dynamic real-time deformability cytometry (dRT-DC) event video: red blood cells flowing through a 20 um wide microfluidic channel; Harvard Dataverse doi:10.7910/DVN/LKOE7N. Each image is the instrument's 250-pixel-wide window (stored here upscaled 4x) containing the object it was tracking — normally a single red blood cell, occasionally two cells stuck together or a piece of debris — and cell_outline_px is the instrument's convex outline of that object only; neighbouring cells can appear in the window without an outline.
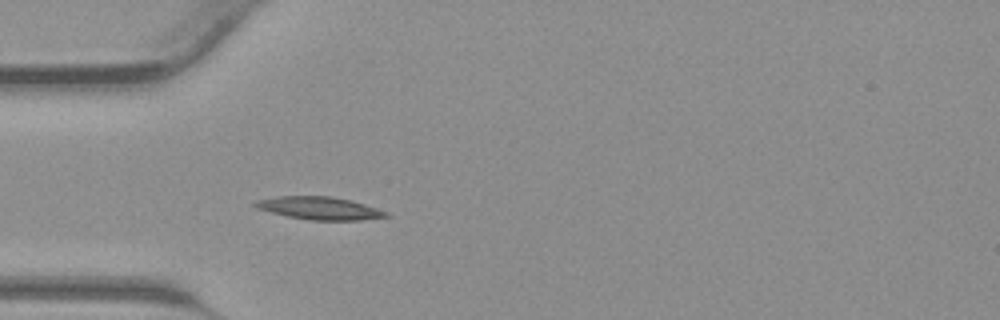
{"species": "common noctule bat (a hibernating species)", "species_latin": "Nyctalus noctula", "temperature_condition": "warm", "stored_images_in_passage": 26, "camera_frame_rate_fps": 3000, "um_per_image_px": 0.085, "animal": {"sex": "male", "body_mass_g": 23.1, "forearm_length_mm": 52.7}, "frame": {"image": 1, "passage_image": 4, "time_ms": 1.0, "image_size_px": [1000, 320], "cell_outline_px": [[392, 216], [360, 220], [308, 220], [288, 216], [256, 208], [252, 204], [256, 200], [276, 196], [332, 196], [352, 200], [388, 212]], "centroid_in_image_um": [27.16, 17.69], "position_along_channel_um": 57.8, "area_um2": 17.4}}
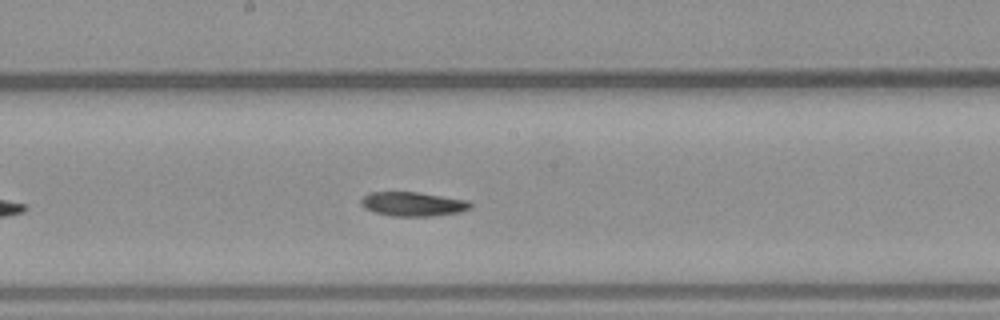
{"frame": {"image": 2, "passage_image": 14, "time_ms": 4.333, "image_size_px": [1000, 320], "cell_outline_px": [[472, 208], [460, 212], [432, 216], [392, 216], [372, 212], [364, 208], [360, 204], [360, 200], [368, 192], [420, 192], [468, 200], [472, 204]], "centroid_in_image_um": [35.09, 17.34], "position_along_channel_um": 213.1, "area_um2": 15.66}}
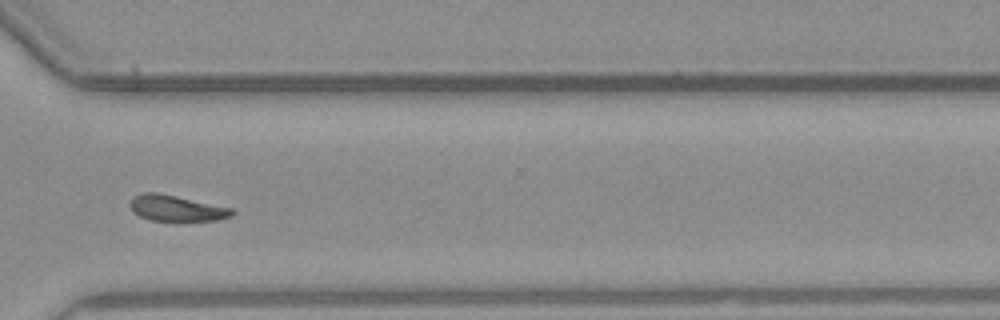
{"frame": {"image": 3, "passage_image": 23, "time_ms": 7.333, "image_size_px": [1000, 320], "cell_outline_px": [[236, 212], [232, 216], [220, 220], [180, 224], [152, 220], [140, 216], [132, 212], [128, 204], [132, 196], [144, 192], [156, 192], [176, 196], [232, 208]], "centroid_in_image_um": [15.01, 17.75], "position_along_channel_um": 355.6, "area_um2": 16.36}}